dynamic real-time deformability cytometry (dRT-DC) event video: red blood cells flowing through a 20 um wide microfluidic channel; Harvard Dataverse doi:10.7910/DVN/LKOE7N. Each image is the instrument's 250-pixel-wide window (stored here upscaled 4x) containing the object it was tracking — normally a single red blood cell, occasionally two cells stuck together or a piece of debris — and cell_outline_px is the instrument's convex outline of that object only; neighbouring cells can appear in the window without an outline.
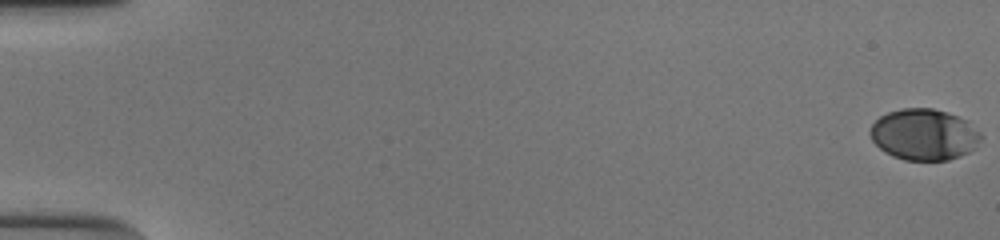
{"species": "human", "species_latin": "Homo sapiens", "temperature_condition": "cold", "stored_images_in_passage": 55, "camera_frame_rate_fps": 3000, "um_per_image_px": 0.085, "donor": {"sex": "male"}, "frame": {"image": 1, "passage_image": 1, "time_ms": 0.0, "image_size_px": [1000, 240], "cell_outline_px": [[984, 136], [976, 148], [960, 156], [948, 160], [904, 160], [892, 156], [884, 152], [872, 140], [868, 132], [872, 124], [880, 116], [888, 112], [904, 108], [932, 108], [948, 112], [968, 120]], "centroid_in_image_um": [78.57, 11.43], "position_along_channel_um": 6.4, "area_um2": 33.47}}
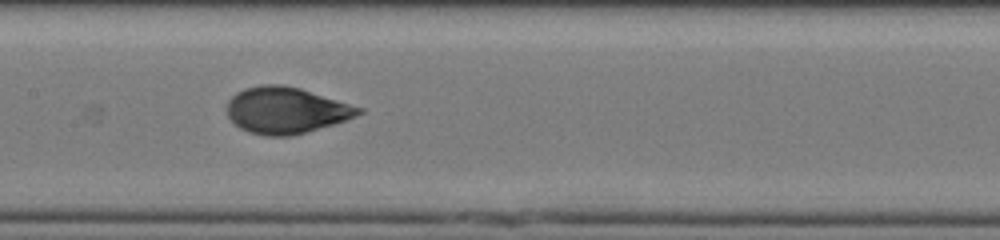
{"frame": {"image": 2, "passage_image": 29, "time_ms": 9.333, "image_size_px": [1000, 240], "cell_outline_px": [[364, 112], [356, 116], [332, 124], [292, 136], [264, 136], [248, 132], [240, 128], [228, 116], [228, 100], [236, 92], [244, 88], [260, 84], [284, 84], [300, 88], [364, 108]], "centroid_in_image_um": [24.3, 9.36], "position_along_channel_um": 183.1, "area_um2": 35.55}}
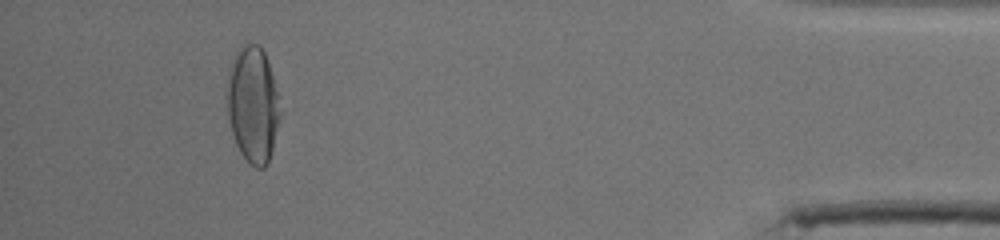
{"frame": {"image": 3, "passage_image": 51, "time_ms": 16.667, "image_size_px": [1000, 240], "cell_outline_px": [[280, 120], [268, 164], [264, 168], [256, 168], [240, 152], [236, 144], [232, 132], [228, 116], [224, 92], [232, 60], [236, 52], [244, 44], [260, 44], [264, 52], [272, 76], [276, 92], [280, 112]], "centroid_in_image_um": [21.46, 8.89], "position_along_channel_um": 413.7, "area_um2": 35.84}, "authors_computed_cell_mechanics": {"area_um2": 34.7378, "velocity_mm_per_s": 3.8887, "shape_relaxation_time_tau1_ms": 3.2792, "shape_relaxation_time_tau2_ms": null, "deformation_change_tau1": 0.1841, "deformation_change_tau2": null}}